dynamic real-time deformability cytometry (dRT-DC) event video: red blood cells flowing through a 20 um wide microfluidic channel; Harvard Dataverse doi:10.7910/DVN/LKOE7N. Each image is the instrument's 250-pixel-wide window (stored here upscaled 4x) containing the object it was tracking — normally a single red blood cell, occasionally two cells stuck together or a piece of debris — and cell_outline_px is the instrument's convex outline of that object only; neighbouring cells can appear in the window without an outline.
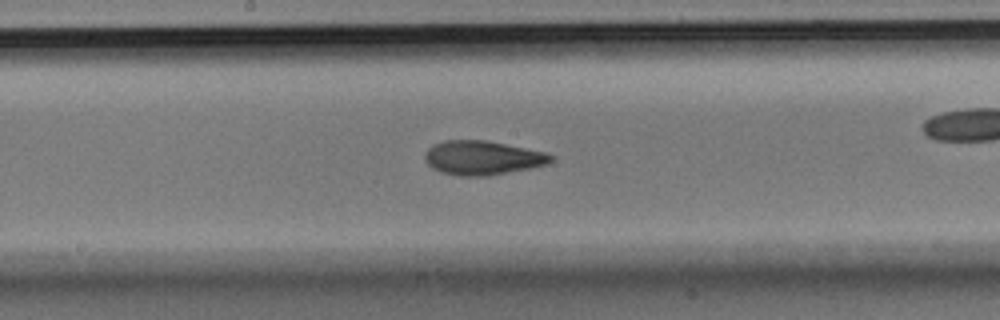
{"species": "Egyptian fruit bat (a non-hibernating species)", "species_latin": "Rousettus aegyptiacus", "temperature_condition": "room temperature", "stored_images_in_passage": 31, "camera_frame_rate_fps": 3000, "um_per_image_px": 0.085, "animal": {"sex": "male"}, "frame": {"image": 1, "passage_image": 14, "time_ms": 4.333, "image_size_px": [1000, 320], "cell_outline_px": [[552, 160], [548, 164], [488, 176], [460, 176], [440, 172], [432, 168], [424, 160], [424, 156], [428, 148], [432, 144], [444, 140], [484, 140], [548, 152], [552, 156]], "centroid_in_image_um": [40.98, 13.41], "position_along_channel_um": 207.2, "area_um2": 25.09}}